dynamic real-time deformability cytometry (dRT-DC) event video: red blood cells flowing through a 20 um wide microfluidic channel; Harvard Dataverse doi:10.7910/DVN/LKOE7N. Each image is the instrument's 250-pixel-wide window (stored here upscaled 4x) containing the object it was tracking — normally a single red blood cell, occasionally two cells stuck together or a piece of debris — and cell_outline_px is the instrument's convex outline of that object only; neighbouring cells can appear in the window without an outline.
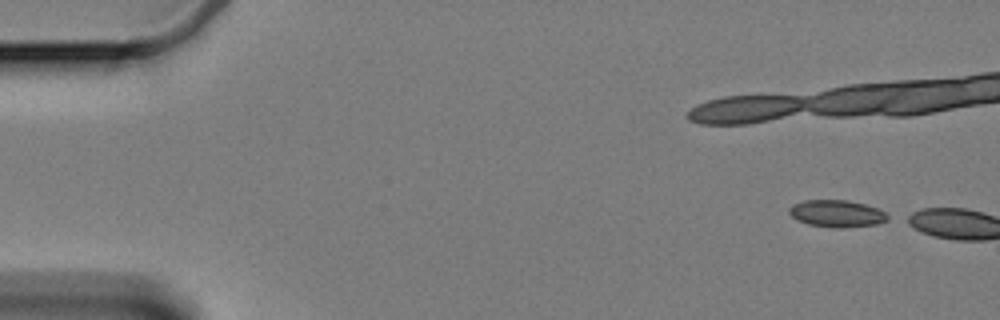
{"species": "Egyptian fruit bat (a non-hibernating species)", "species_latin": "Rousettus aegyptiacus", "temperature_condition": "cold", "stored_images_in_passage": 3, "camera_frame_rate_fps": 3000, "um_per_image_px": 0.085, "animal": {"sex": "female"}, "frame": {"image": 1, "passage_image": 1, "time_ms": 0.0, "image_size_px": [1000, 320], "cell_outline_px": [[892, 216], [888, 220], [876, 224], [840, 228], [836, 228], [808, 224], [796, 220], [788, 212], [788, 208], [792, 204], [804, 200], [848, 200], [864, 204], [876, 208]], "centroid_in_image_um": [71.11, 18.15], "position_along_channel_um": 13.9, "area_um2": 15.61}}